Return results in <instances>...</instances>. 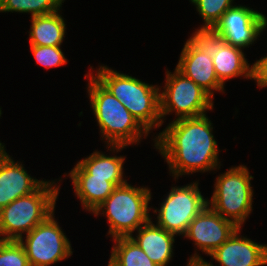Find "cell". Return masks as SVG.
Instances as JSON below:
<instances>
[{
    "label": "cell",
    "instance_id": "6da1fadb",
    "mask_svg": "<svg viewBox=\"0 0 267 266\" xmlns=\"http://www.w3.org/2000/svg\"><path fill=\"white\" fill-rule=\"evenodd\" d=\"M207 115L171 121L155 136L154 146L165 158L169 173L178 179L185 174L219 169V147Z\"/></svg>",
    "mask_w": 267,
    "mask_h": 266
},
{
    "label": "cell",
    "instance_id": "7a4b0ae2",
    "mask_svg": "<svg viewBox=\"0 0 267 266\" xmlns=\"http://www.w3.org/2000/svg\"><path fill=\"white\" fill-rule=\"evenodd\" d=\"M89 78L87 92L90 107L96 117L102 140L113 153L119 152L126 146L140 143L148 132L138 123L123 103L106 90L92 75ZM108 145V146H107Z\"/></svg>",
    "mask_w": 267,
    "mask_h": 266
},
{
    "label": "cell",
    "instance_id": "3957f363",
    "mask_svg": "<svg viewBox=\"0 0 267 266\" xmlns=\"http://www.w3.org/2000/svg\"><path fill=\"white\" fill-rule=\"evenodd\" d=\"M91 75L112 95L120 100L138 123L148 132L162 126L160 88L149 85L128 74L100 66Z\"/></svg>",
    "mask_w": 267,
    "mask_h": 266
},
{
    "label": "cell",
    "instance_id": "277c9868",
    "mask_svg": "<svg viewBox=\"0 0 267 266\" xmlns=\"http://www.w3.org/2000/svg\"><path fill=\"white\" fill-rule=\"evenodd\" d=\"M59 189L56 180L45 181L35 192L19 197L2 208L0 240L24 239V233H29L55 212Z\"/></svg>",
    "mask_w": 267,
    "mask_h": 266
},
{
    "label": "cell",
    "instance_id": "5b68a950",
    "mask_svg": "<svg viewBox=\"0 0 267 266\" xmlns=\"http://www.w3.org/2000/svg\"><path fill=\"white\" fill-rule=\"evenodd\" d=\"M151 198L150 188L132 186L127 182L117 186L92 213L95 216L106 215L109 224L108 235L112 238L130 237L151 219Z\"/></svg>",
    "mask_w": 267,
    "mask_h": 266
},
{
    "label": "cell",
    "instance_id": "8992f818",
    "mask_svg": "<svg viewBox=\"0 0 267 266\" xmlns=\"http://www.w3.org/2000/svg\"><path fill=\"white\" fill-rule=\"evenodd\" d=\"M248 168L244 165L230 167L216 177L213 195L208 206L224 219L241 228L253 211V187Z\"/></svg>",
    "mask_w": 267,
    "mask_h": 266
},
{
    "label": "cell",
    "instance_id": "52a82bcc",
    "mask_svg": "<svg viewBox=\"0 0 267 266\" xmlns=\"http://www.w3.org/2000/svg\"><path fill=\"white\" fill-rule=\"evenodd\" d=\"M165 85L160 92V115L162 125L169 113L175 112L177 118H195L206 115L213 110V99L193 80L184 76L176 68L174 72L166 71Z\"/></svg>",
    "mask_w": 267,
    "mask_h": 266
},
{
    "label": "cell",
    "instance_id": "ba28073f",
    "mask_svg": "<svg viewBox=\"0 0 267 266\" xmlns=\"http://www.w3.org/2000/svg\"><path fill=\"white\" fill-rule=\"evenodd\" d=\"M199 182L172 187L160 205L156 225L175 235H184L191 221L208 205L198 188Z\"/></svg>",
    "mask_w": 267,
    "mask_h": 266
},
{
    "label": "cell",
    "instance_id": "9c48e42d",
    "mask_svg": "<svg viewBox=\"0 0 267 266\" xmlns=\"http://www.w3.org/2000/svg\"><path fill=\"white\" fill-rule=\"evenodd\" d=\"M24 247L30 266H50L72 256L71 242L62 231L54 212L25 234Z\"/></svg>",
    "mask_w": 267,
    "mask_h": 266
},
{
    "label": "cell",
    "instance_id": "30bf717a",
    "mask_svg": "<svg viewBox=\"0 0 267 266\" xmlns=\"http://www.w3.org/2000/svg\"><path fill=\"white\" fill-rule=\"evenodd\" d=\"M266 27V15L245 5H234L222 15L210 33L229 45L244 49L254 44Z\"/></svg>",
    "mask_w": 267,
    "mask_h": 266
},
{
    "label": "cell",
    "instance_id": "8fae6325",
    "mask_svg": "<svg viewBox=\"0 0 267 266\" xmlns=\"http://www.w3.org/2000/svg\"><path fill=\"white\" fill-rule=\"evenodd\" d=\"M176 69L193 80L212 98L214 91H225L217 78L210 48L194 33L185 42Z\"/></svg>",
    "mask_w": 267,
    "mask_h": 266
},
{
    "label": "cell",
    "instance_id": "7c38bea8",
    "mask_svg": "<svg viewBox=\"0 0 267 266\" xmlns=\"http://www.w3.org/2000/svg\"><path fill=\"white\" fill-rule=\"evenodd\" d=\"M238 228L232 221L224 219L207 205L191 221L183 237L191 239L197 249L210 255Z\"/></svg>",
    "mask_w": 267,
    "mask_h": 266
},
{
    "label": "cell",
    "instance_id": "4fadbf2b",
    "mask_svg": "<svg viewBox=\"0 0 267 266\" xmlns=\"http://www.w3.org/2000/svg\"><path fill=\"white\" fill-rule=\"evenodd\" d=\"M196 35L210 48L217 78L223 86L226 80L239 76L252 80V65L243 49L227 44L210 32Z\"/></svg>",
    "mask_w": 267,
    "mask_h": 266
},
{
    "label": "cell",
    "instance_id": "5bb4252c",
    "mask_svg": "<svg viewBox=\"0 0 267 266\" xmlns=\"http://www.w3.org/2000/svg\"><path fill=\"white\" fill-rule=\"evenodd\" d=\"M5 148L0 142V210L19 197L35 192L45 182L30 176L23 164L15 162Z\"/></svg>",
    "mask_w": 267,
    "mask_h": 266
},
{
    "label": "cell",
    "instance_id": "9a60e30c",
    "mask_svg": "<svg viewBox=\"0 0 267 266\" xmlns=\"http://www.w3.org/2000/svg\"><path fill=\"white\" fill-rule=\"evenodd\" d=\"M238 228L211 256L220 266H266V244H259L240 236Z\"/></svg>",
    "mask_w": 267,
    "mask_h": 266
},
{
    "label": "cell",
    "instance_id": "2e32d148",
    "mask_svg": "<svg viewBox=\"0 0 267 266\" xmlns=\"http://www.w3.org/2000/svg\"><path fill=\"white\" fill-rule=\"evenodd\" d=\"M72 180L74 193L80 199L83 209L92 213L117 187L110 178L89 175L78 163L68 173Z\"/></svg>",
    "mask_w": 267,
    "mask_h": 266
},
{
    "label": "cell",
    "instance_id": "e0dca14e",
    "mask_svg": "<svg viewBox=\"0 0 267 266\" xmlns=\"http://www.w3.org/2000/svg\"><path fill=\"white\" fill-rule=\"evenodd\" d=\"M137 236L130 237L146 253L153 263L167 266L173 257L175 234L156 225L151 219L137 230Z\"/></svg>",
    "mask_w": 267,
    "mask_h": 266
},
{
    "label": "cell",
    "instance_id": "ac0fdd59",
    "mask_svg": "<svg viewBox=\"0 0 267 266\" xmlns=\"http://www.w3.org/2000/svg\"><path fill=\"white\" fill-rule=\"evenodd\" d=\"M30 45L61 46L65 33V20L60 9L54 13L31 17Z\"/></svg>",
    "mask_w": 267,
    "mask_h": 266
},
{
    "label": "cell",
    "instance_id": "d6986e66",
    "mask_svg": "<svg viewBox=\"0 0 267 266\" xmlns=\"http://www.w3.org/2000/svg\"><path fill=\"white\" fill-rule=\"evenodd\" d=\"M124 156L107 155L103 152L95 151L85 159L78 161V164L89 174L94 177L110 178L116 186L127 183L124 179L123 165Z\"/></svg>",
    "mask_w": 267,
    "mask_h": 266
},
{
    "label": "cell",
    "instance_id": "ffe728a7",
    "mask_svg": "<svg viewBox=\"0 0 267 266\" xmlns=\"http://www.w3.org/2000/svg\"><path fill=\"white\" fill-rule=\"evenodd\" d=\"M109 264L111 266H158L131 237L113 238Z\"/></svg>",
    "mask_w": 267,
    "mask_h": 266
},
{
    "label": "cell",
    "instance_id": "44dd1931",
    "mask_svg": "<svg viewBox=\"0 0 267 266\" xmlns=\"http://www.w3.org/2000/svg\"><path fill=\"white\" fill-rule=\"evenodd\" d=\"M65 0H0V12L31 13V17L54 13Z\"/></svg>",
    "mask_w": 267,
    "mask_h": 266
},
{
    "label": "cell",
    "instance_id": "7402d4cb",
    "mask_svg": "<svg viewBox=\"0 0 267 266\" xmlns=\"http://www.w3.org/2000/svg\"><path fill=\"white\" fill-rule=\"evenodd\" d=\"M196 6L197 12L204 24L195 30L194 34L210 32L219 22L222 15L231 8L234 0H190Z\"/></svg>",
    "mask_w": 267,
    "mask_h": 266
},
{
    "label": "cell",
    "instance_id": "603a6c76",
    "mask_svg": "<svg viewBox=\"0 0 267 266\" xmlns=\"http://www.w3.org/2000/svg\"><path fill=\"white\" fill-rule=\"evenodd\" d=\"M0 266H30L19 240H0Z\"/></svg>",
    "mask_w": 267,
    "mask_h": 266
},
{
    "label": "cell",
    "instance_id": "cb8c5ba5",
    "mask_svg": "<svg viewBox=\"0 0 267 266\" xmlns=\"http://www.w3.org/2000/svg\"><path fill=\"white\" fill-rule=\"evenodd\" d=\"M60 47L30 45L36 63L47 69L61 67L68 62Z\"/></svg>",
    "mask_w": 267,
    "mask_h": 266
},
{
    "label": "cell",
    "instance_id": "d4e9b609",
    "mask_svg": "<svg viewBox=\"0 0 267 266\" xmlns=\"http://www.w3.org/2000/svg\"><path fill=\"white\" fill-rule=\"evenodd\" d=\"M252 80L257 83L258 88L267 87V56L253 63Z\"/></svg>",
    "mask_w": 267,
    "mask_h": 266
},
{
    "label": "cell",
    "instance_id": "484cf974",
    "mask_svg": "<svg viewBox=\"0 0 267 266\" xmlns=\"http://www.w3.org/2000/svg\"><path fill=\"white\" fill-rule=\"evenodd\" d=\"M187 262V266H214L212 262L208 263L202 256H199L197 251L191 255Z\"/></svg>",
    "mask_w": 267,
    "mask_h": 266
}]
</instances>
